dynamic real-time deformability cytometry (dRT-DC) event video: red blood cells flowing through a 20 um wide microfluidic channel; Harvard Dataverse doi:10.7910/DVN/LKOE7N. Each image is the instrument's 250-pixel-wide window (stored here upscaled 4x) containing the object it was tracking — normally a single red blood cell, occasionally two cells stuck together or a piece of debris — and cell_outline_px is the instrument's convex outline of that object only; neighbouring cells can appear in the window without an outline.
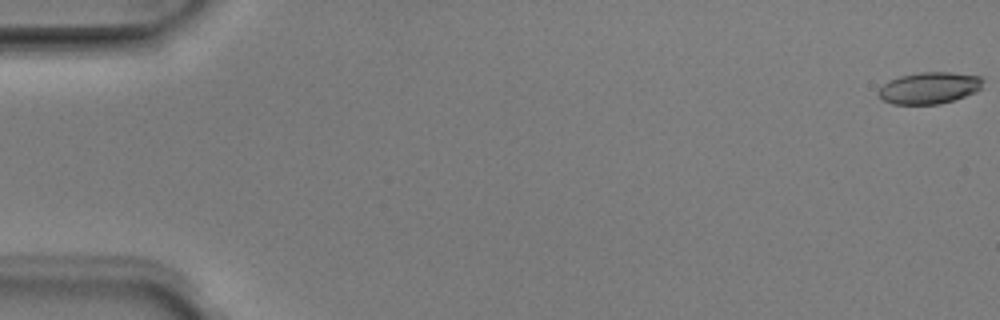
{"species": "Egyptian fruit bat (a non-hibernating species)", "species_latin": "Rousettus aegyptiacus", "temperature_condition": "room temperature", "stored_images_in_passage": 4, "camera_frame_rate_fps": 3000, "um_per_image_px": 0.085, "animal": {"sex": "male"}, "frame": {"image": 1, "passage_image": 1, "time_ms": 0.0, "image_size_px": [1000, 320], "cell_outline_px": [[984, 80], [980, 88], [976, 92], [940, 104], [892, 104], [884, 100], [876, 92], [888, 80], [900, 76], [920, 72], [952, 72], [980, 76]], "centroid_in_image_um": [78.99, 7.47], "position_along_channel_um": 6.0, "area_um2": 19.25}}
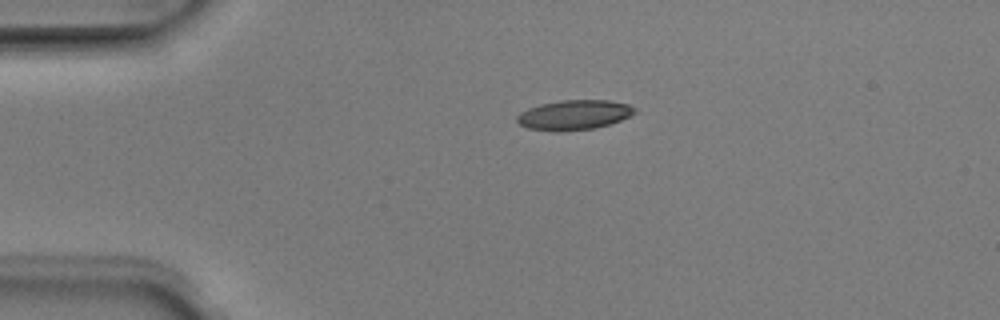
{"frame": {"image": 2, "passage_image": 3, "time_ms": 0.667, "image_size_px": [1000, 320], "cell_outline_px": [[636, 112], [620, 120], [596, 128], [560, 132], [556, 132], [528, 128], [520, 124], [516, 120], [516, 116], [520, 112], [528, 108], [540, 104], [560, 100], [608, 100], [632, 104], [636, 108]], "centroid_in_image_um": [48.79, 9.76], "position_along_channel_um": 36.2, "area_um2": 20.63}}